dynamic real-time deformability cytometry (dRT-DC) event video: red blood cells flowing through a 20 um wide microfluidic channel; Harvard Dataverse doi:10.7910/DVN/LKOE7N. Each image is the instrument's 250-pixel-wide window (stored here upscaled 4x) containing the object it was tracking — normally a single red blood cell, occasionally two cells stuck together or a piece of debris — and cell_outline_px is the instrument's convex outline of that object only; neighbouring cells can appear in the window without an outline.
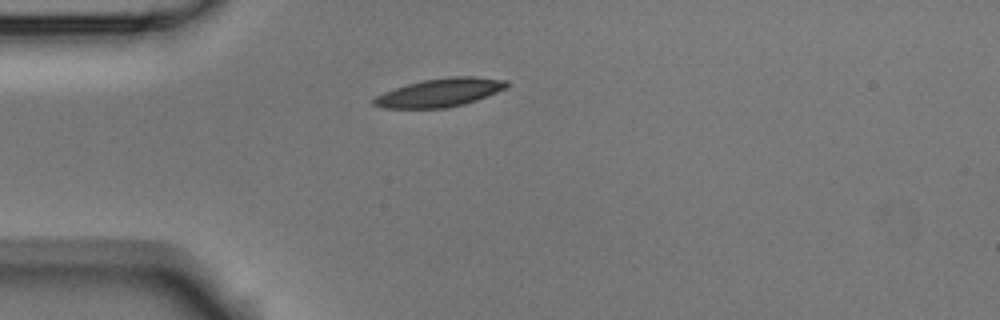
{"species": "Egyptian fruit bat (a non-hibernating species)", "species_latin": "Rousettus aegyptiacus", "temperature_condition": "room temperature", "stored_images_in_passage": 8, "camera_frame_rate_fps": 3000, "um_per_image_px": 0.085, "animal": {"sex": "male"}, "frame": {"image": 1, "passage_image": 1, "time_ms": 0.0, "image_size_px": [1000, 320], "cell_outline_px": [[508, 88], [476, 100], [464, 104], [444, 108], [384, 108], [372, 104], [372, 100], [376, 96], [384, 92], [408, 84], [424, 80], [452, 76], [476, 76], [508, 80]], "centroid_in_image_um": [37.43, 7.86], "position_along_channel_um": 47.6, "area_um2": 21.91}}
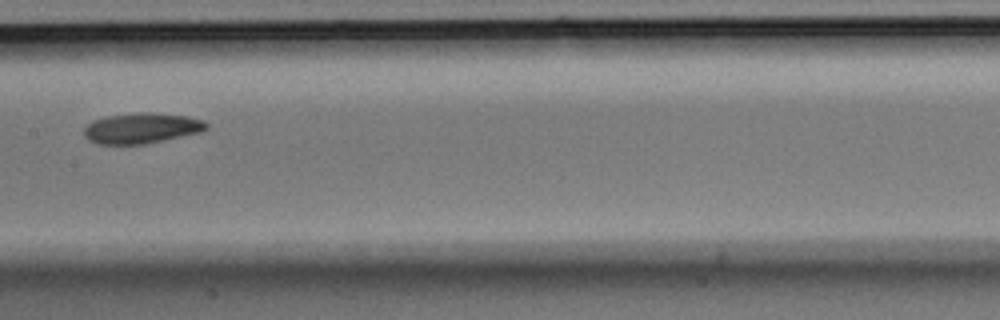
{"frame": {"image": 2, "passage_image": 5, "time_ms": 1.333, "image_size_px": [1000, 320], "cell_outline_px": [[208, 128], [200, 132], [144, 144], [96, 144], [88, 140], [84, 136], [84, 128], [92, 120], [108, 116], [140, 112], [152, 112], [188, 116], [204, 120], [208, 124]], "centroid_in_image_um": [12.03, 10.89], "position_along_channel_um": 195.4, "area_um2": 21.79}}
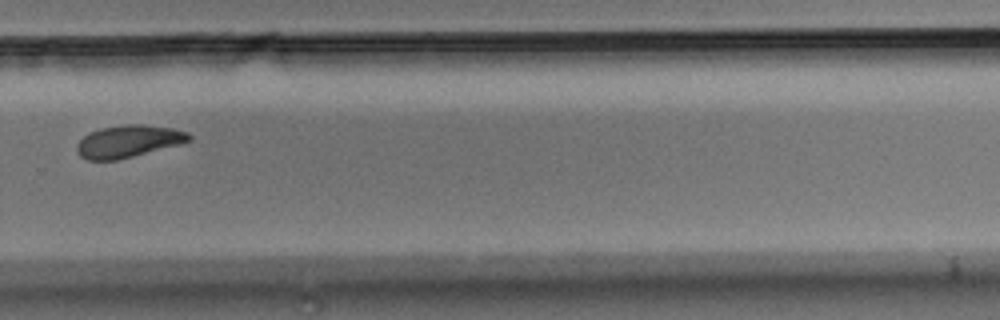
{"frame": {"image": 3, "passage_image": 8, "time_ms": 2.333, "image_size_px": [1000, 320], "cell_outline_px": [[192, 140], [180, 144], [116, 160], [88, 160], [80, 156], [76, 152], [76, 144], [84, 136], [100, 128], [124, 124], [144, 124], [172, 128], [188, 132], [192, 136]], "centroid_in_image_um": [10.91, 12.0], "position_along_channel_um": 318.9, "area_um2": 21.04}}